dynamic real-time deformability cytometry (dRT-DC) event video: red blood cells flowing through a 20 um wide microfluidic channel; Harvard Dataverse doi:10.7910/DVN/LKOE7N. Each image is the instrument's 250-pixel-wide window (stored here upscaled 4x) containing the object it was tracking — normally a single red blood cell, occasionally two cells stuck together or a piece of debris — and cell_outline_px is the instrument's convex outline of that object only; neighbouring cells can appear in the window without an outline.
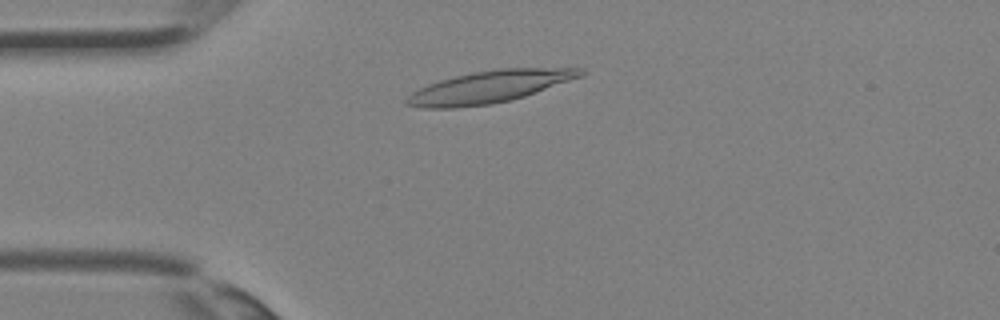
{"species": "Egyptian fruit bat (a non-hibernating species)", "species_latin": "Rousettus aegyptiacus", "temperature_condition": "room temperature", "stored_images_in_passage": 33, "camera_frame_rate_fps": 3000, "um_per_image_px": 0.085, "animal": {"sex": "female"}, "frame": {"image": 1, "passage_image": 6, "time_ms": 1.667, "image_size_px": [1000, 320], "cell_outline_px": [[588, 72], [584, 76], [512, 100], [492, 104], [456, 108], [420, 108], [404, 104], [404, 100], [412, 92], [428, 84], [440, 80], [472, 72], [500, 68], [584, 68]], "centroid_in_image_um": [41.62, 7.38], "position_along_channel_um": 43.4, "area_um2": 32.71}}
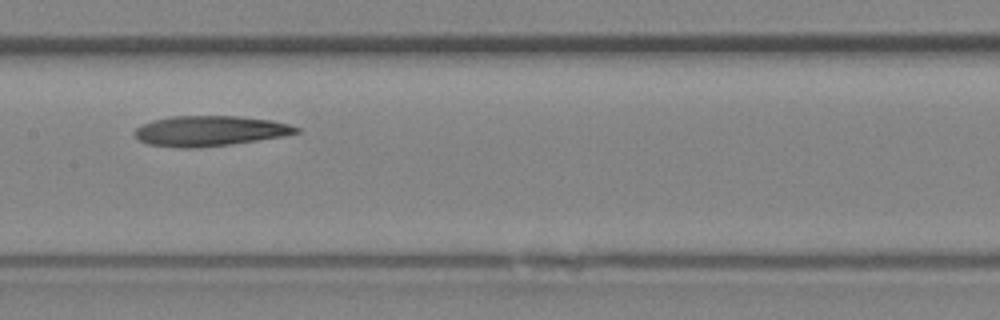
{"frame": {"image": 2, "passage_image": 15, "time_ms": 4.667, "image_size_px": [1000, 320], "cell_outline_px": [[300, 132], [284, 136], [228, 144], [196, 148], [176, 148], [148, 144], [140, 140], [132, 132], [136, 128], [152, 120], [172, 116], [236, 116], [272, 120], [288, 124], [300, 128]], "centroid_in_image_um": [17.81, 11.13], "position_along_channel_um": 189.6, "area_um2": 28.38}}
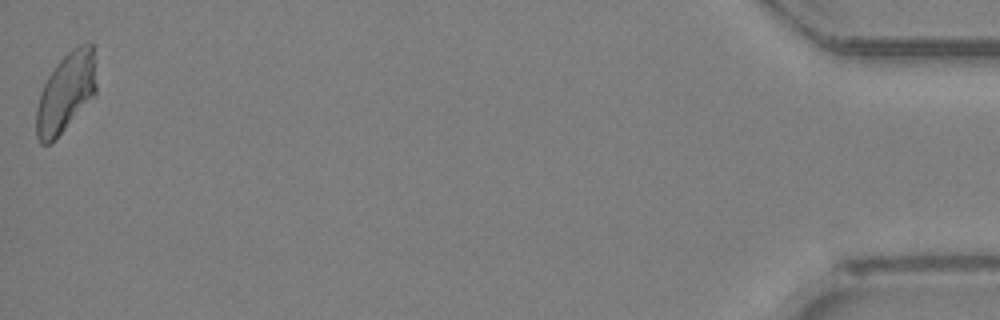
{"frame": {"image": 3, "passage_image": 33, "time_ms": 10.667, "image_size_px": [1000, 320], "cell_outline_px": [[96, 92], [52, 144], [40, 144], [36, 136], [36, 108], [40, 92], [48, 76], [56, 64], [72, 48], [80, 44], [96, 44]], "centroid_in_image_um": [5.61, 7.84], "position_along_channel_um": 429.6, "area_um2": 28.03}}